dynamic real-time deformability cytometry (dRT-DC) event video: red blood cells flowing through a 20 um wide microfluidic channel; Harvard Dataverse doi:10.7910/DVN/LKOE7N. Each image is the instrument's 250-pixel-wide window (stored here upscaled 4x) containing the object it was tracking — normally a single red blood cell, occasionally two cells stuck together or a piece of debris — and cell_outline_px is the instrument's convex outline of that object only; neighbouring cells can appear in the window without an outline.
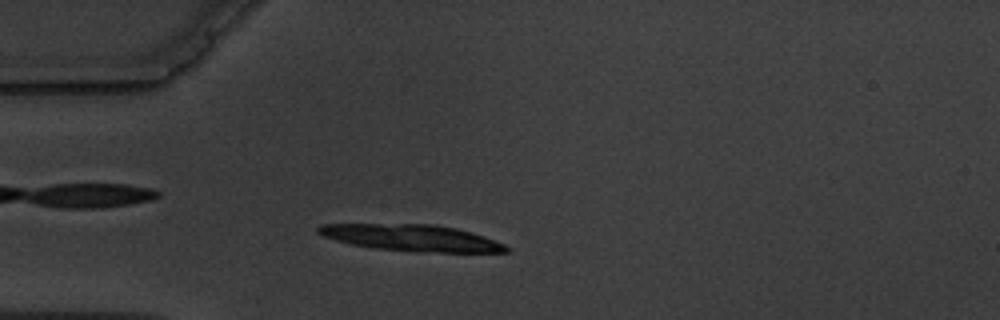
{"species": "common noctule bat (a hibernating species)", "species_latin": "Nyctalus noctula", "temperature_condition": "warm", "stored_images_in_passage": 7, "camera_frame_rate_fps": 3000, "um_per_image_px": 0.085, "animal": {"sex": "male", "body_mass_g": 19.5, "forearm_length_mm": 54.6}, "frame": {"image": 1, "passage_image": 2, "time_ms": 1.333, "image_size_px": [1000, 320], "cell_outline_px": [[512, 248], [508, 252], [416, 252], [372, 248], [352, 244], [336, 240], [324, 236], [316, 232], [316, 228], [320, 224], [436, 224], [456, 228], [472, 232], [484, 236], [504, 244]], "centroid_in_image_um": [35.01, 20.21], "position_along_channel_um": 50.0, "area_um2": 29.19}}
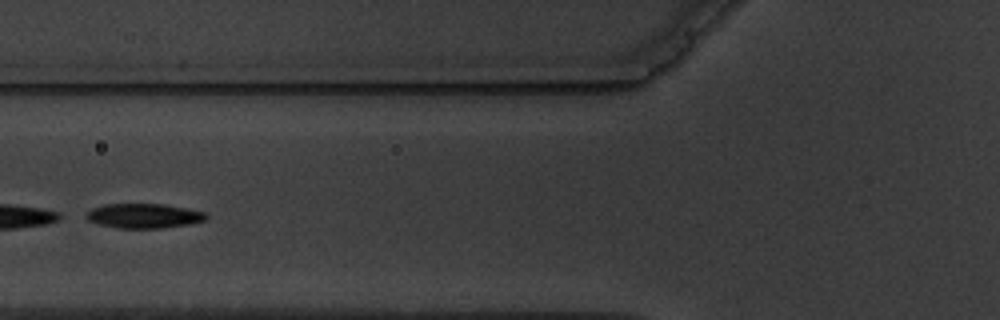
{"frame": {"image": 2, "passage_image": 4, "time_ms": 3.667, "image_size_px": [1000, 320], "cell_outline_px": [[208, 216], [204, 220], [192, 224], [160, 228], [116, 228], [100, 224], [88, 220], [84, 216], [92, 208], [104, 204], [164, 204], [204, 212]], "centroid_in_image_um": [12.21, 18.35], "position_along_channel_um": 113.6, "area_um2": 17.11}}
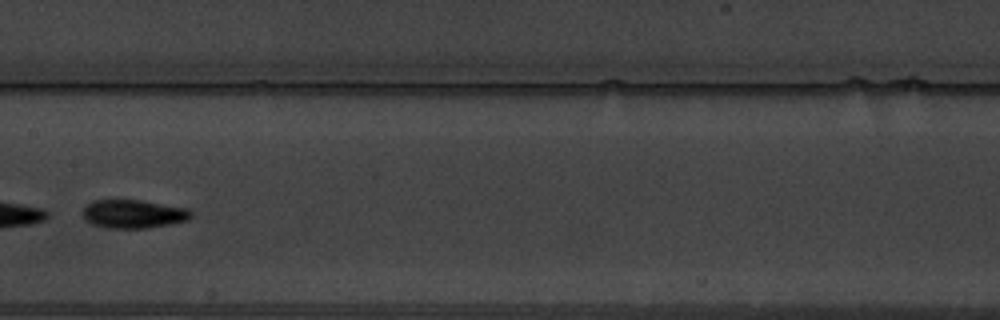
{"frame": {"image": 3, "passage_image": 6, "time_ms": 6.0, "image_size_px": [1000, 320], "cell_outline_px": [[192, 216], [188, 220], [148, 228], [108, 228], [92, 224], [80, 212], [92, 200], [140, 200], [188, 208], [192, 212]], "centroid_in_image_um": [11.34, 18.18], "position_along_channel_um": 196.1, "area_um2": 17.92}}